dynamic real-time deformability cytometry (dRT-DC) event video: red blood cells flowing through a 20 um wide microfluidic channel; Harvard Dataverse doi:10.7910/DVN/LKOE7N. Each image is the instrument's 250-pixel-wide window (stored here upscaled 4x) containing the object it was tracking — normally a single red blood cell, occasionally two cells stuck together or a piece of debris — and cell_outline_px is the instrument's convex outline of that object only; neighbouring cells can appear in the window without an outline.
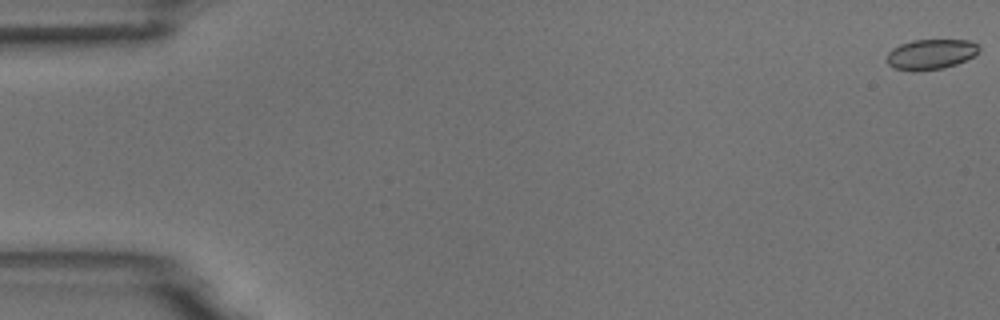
{"species": "common noctule bat (a hibernating species)", "species_latin": "Nyctalus noctula", "temperature_condition": "room temperature", "stored_images_in_passage": 8, "camera_frame_rate_fps": 3000, "um_per_image_px": 0.085, "animal": {"sex": "male", "body_mass_g": 18.8}, "frame": {"image": 1, "passage_image": 1, "time_ms": 0.0, "image_size_px": [1000, 320], "cell_outline_px": [[980, 48], [972, 56], [956, 64], [944, 68], [916, 72], [912, 72], [896, 68], [888, 64], [888, 52], [892, 48], [900, 44], [912, 40], [968, 40], [976, 44]], "centroid_in_image_um": [79.08, 4.62], "position_along_channel_um": 5.9, "area_um2": 16.13}}
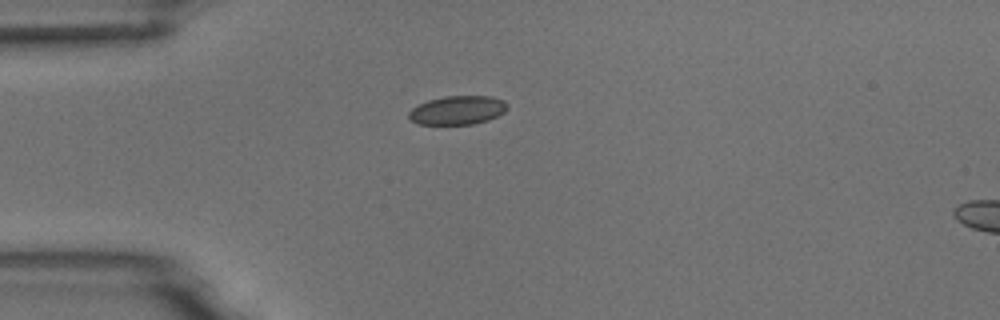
{"frame": {"image": 2, "passage_image": 5, "time_ms": 4.667, "image_size_px": [1000, 320], "cell_outline_px": [[508, 108], [504, 112], [488, 120], [472, 124], [416, 124], [408, 120], [408, 112], [412, 108], [428, 100], [444, 96], [492, 96], [504, 100], [508, 104]], "centroid_in_image_um": [38.88, 9.36], "position_along_channel_um": 46.1, "area_um2": 16.65}}